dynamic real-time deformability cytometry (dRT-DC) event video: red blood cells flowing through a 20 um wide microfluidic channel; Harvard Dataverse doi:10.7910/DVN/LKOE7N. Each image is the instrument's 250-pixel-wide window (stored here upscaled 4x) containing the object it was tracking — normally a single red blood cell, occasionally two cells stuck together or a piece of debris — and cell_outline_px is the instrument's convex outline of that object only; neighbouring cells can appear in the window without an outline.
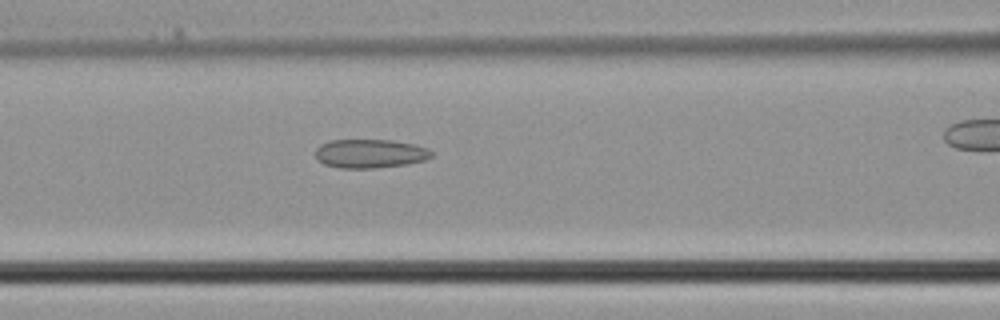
{"species": "common noctule bat (a hibernating species)", "species_latin": "Nyctalus noctula", "temperature_condition": "cold", "stored_images_in_passage": 31, "camera_frame_rate_fps": 3000, "um_per_image_px": 0.085, "animal": {"sex": "male", "body_mass_g": 21.5, "forearm_length_mm": 52.0}, "frame": {"image": 1, "passage_image": 16, "time_ms": 5.0, "image_size_px": [1000, 320], "cell_outline_px": [[432, 156], [424, 160], [408, 164], [376, 168], [340, 168], [324, 164], [316, 160], [316, 148], [320, 144], [332, 140], [392, 140], [416, 144], [428, 148], [432, 152]], "centroid_in_image_um": [31.45, 13.05], "position_along_channel_um": 135.1, "area_um2": 19.65}}
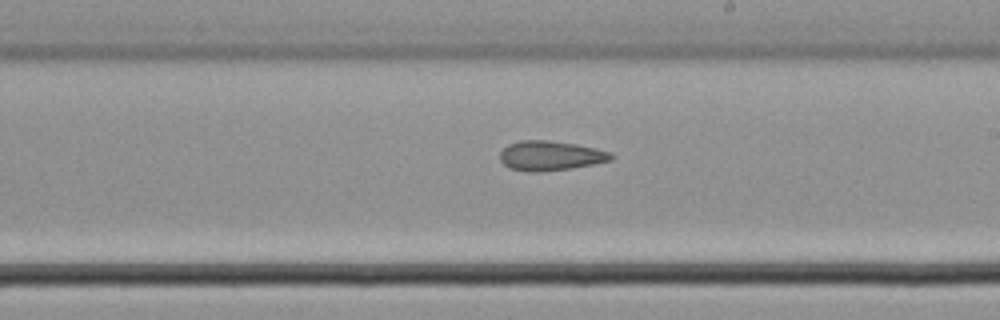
{"frame": {"image": 2, "passage_image": 22, "time_ms": 7.0, "image_size_px": [1000, 320], "cell_outline_px": [[616, 156], [612, 160], [596, 164], [572, 168], [540, 172], [532, 172], [508, 168], [500, 160], [500, 152], [508, 144], [520, 140], [548, 140], [576, 144], [596, 148], [608, 152]], "centroid_in_image_um": [46.8, 13.24], "position_along_channel_um": 242.2, "area_um2": 19.36}}
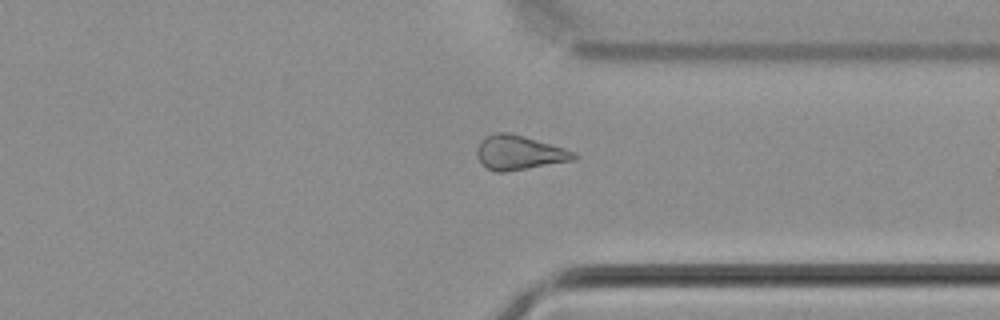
{"frame": {"image": 3, "passage_image": 29, "time_ms": 9.333, "image_size_px": [1000, 320], "cell_outline_px": [[576, 156], [572, 160], [504, 172], [496, 172], [484, 168], [476, 152], [476, 148], [484, 136], [496, 132], [508, 132], [524, 136], [564, 148], [576, 152]], "centroid_in_image_um": [44.06, 12.96], "position_along_channel_um": 367.3, "area_um2": 19.25}}